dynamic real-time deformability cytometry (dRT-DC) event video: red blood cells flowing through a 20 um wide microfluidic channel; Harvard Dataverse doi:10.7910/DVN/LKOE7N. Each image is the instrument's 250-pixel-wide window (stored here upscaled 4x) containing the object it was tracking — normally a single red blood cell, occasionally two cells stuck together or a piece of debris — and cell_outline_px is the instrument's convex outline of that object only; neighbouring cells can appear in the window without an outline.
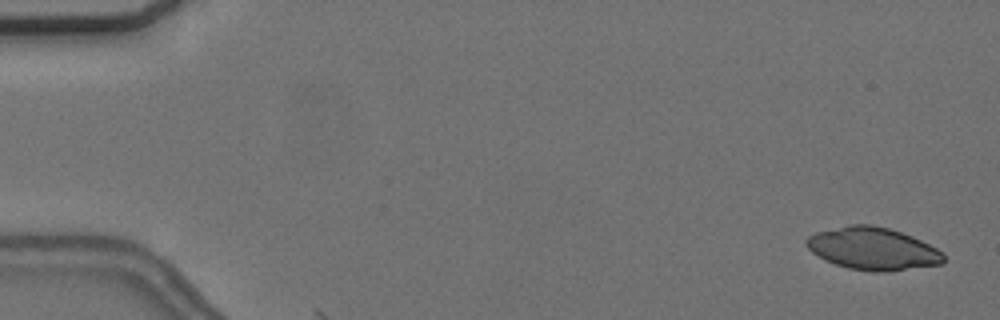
{"species": "common noctule bat (a hibernating species)", "species_latin": "Nyctalus noctula", "temperature_condition": "cold", "stored_images_in_passage": 4, "camera_frame_rate_fps": 3000, "um_per_image_px": 0.085, "animal": {"sex": "female", "body_mass_g": 24.6, "forearm_length_mm": 56.2}, "frame": {"image": 1, "passage_image": 2, "time_ms": 0.333, "image_size_px": [1000, 320], "cell_outline_px": [[944, 264], [884, 272], [872, 272], [848, 268], [824, 260], [812, 252], [804, 244], [804, 240], [808, 236], [816, 232], [852, 224], [872, 224], [888, 228], [912, 236], [944, 252]], "centroid_in_image_um": [74.18, 21.14], "position_along_channel_um": 10.8, "area_um2": 34.04}}